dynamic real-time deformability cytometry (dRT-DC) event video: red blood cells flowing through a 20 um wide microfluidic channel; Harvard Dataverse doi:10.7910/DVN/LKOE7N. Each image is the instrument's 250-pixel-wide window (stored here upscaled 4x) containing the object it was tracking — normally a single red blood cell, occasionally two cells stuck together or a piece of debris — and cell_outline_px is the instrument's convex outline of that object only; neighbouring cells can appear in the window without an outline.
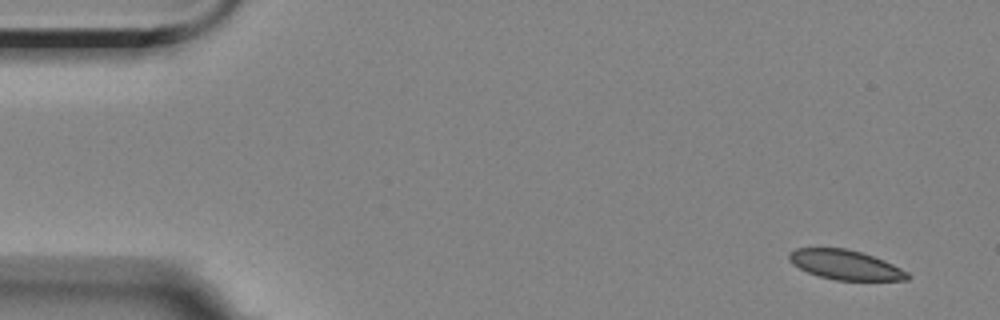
{"species": "Egyptian fruit bat (a non-hibernating species)", "species_latin": "Rousettus aegyptiacus", "temperature_condition": "room temperature", "stored_images_in_passage": 9, "camera_frame_rate_fps": 3000, "um_per_image_px": 0.085, "animal": {"sex": "female"}, "frame": {"image": 1, "passage_image": 1, "time_ms": 0.0, "image_size_px": [1000, 320], "cell_outline_px": [[912, 276], [908, 280], [836, 280], [820, 276], [808, 272], [792, 264], [788, 260], [788, 252], [796, 248], [844, 248], [860, 252], [884, 260], [908, 272]], "centroid_in_image_um": [71.84, 22.51], "position_along_channel_um": 13.2, "area_um2": 20.35}}
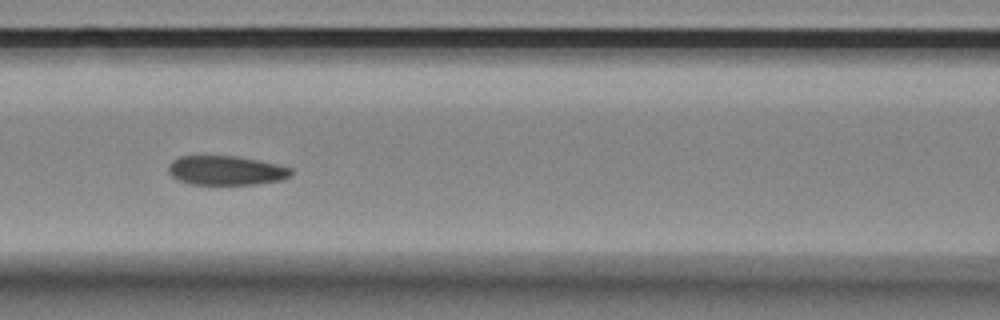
{"frame": {"image": 2, "passage_image": 6, "time_ms": 7.0, "image_size_px": [1000, 320], "cell_outline_px": [[292, 176], [280, 180], [256, 184], [188, 184], [172, 176], [168, 172], [168, 164], [172, 160], [180, 156], [236, 156], [276, 164], [292, 168]], "centroid_in_image_um": [19.2, 14.49], "position_along_channel_um": 147.4, "area_um2": 20.87}}
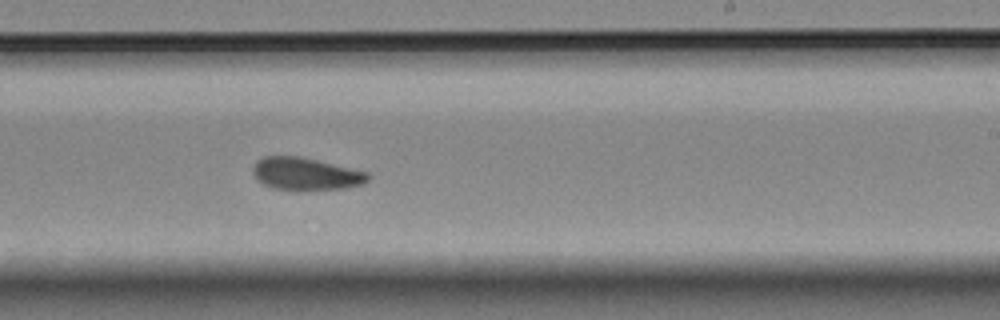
{"frame": {"image": 3, "passage_image": 9, "time_ms": 10.333, "image_size_px": [1000, 320], "cell_outline_px": [[368, 180], [364, 184], [344, 188], [300, 192], [272, 188], [256, 180], [252, 172], [252, 168], [256, 160], [264, 156], [300, 156], [368, 172]], "centroid_in_image_um": [25.95, 14.8], "position_along_channel_um": 263.1, "area_um2": 22.31}}